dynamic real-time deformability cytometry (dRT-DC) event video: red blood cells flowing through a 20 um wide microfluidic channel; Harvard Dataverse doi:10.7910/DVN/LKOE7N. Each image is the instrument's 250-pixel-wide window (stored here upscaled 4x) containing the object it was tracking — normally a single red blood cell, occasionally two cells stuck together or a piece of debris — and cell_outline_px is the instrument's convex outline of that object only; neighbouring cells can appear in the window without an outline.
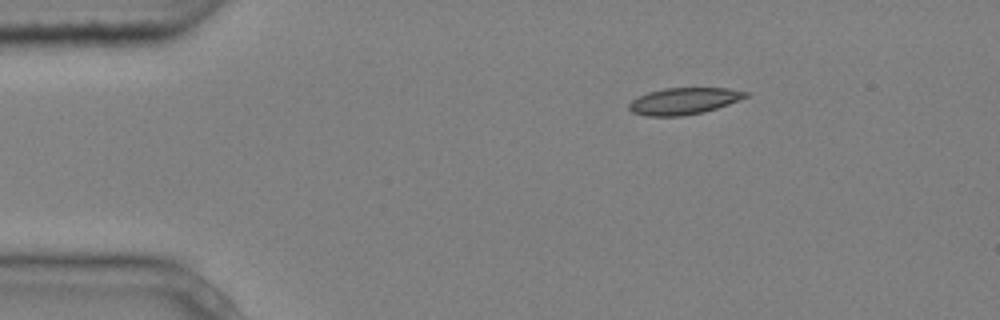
{"species": "common noctule bat (a hibernating species)", "species_latin": "Nyctalus noctula", "temperature_condition": "cold", "stored_images_in_passage": 1, "camera_frame_rate_fps": 3000, "um_per_image_px": 0.085, "animal": {"sex": "male", "body_mass_g": 20.4}, "frame": {"image": 1, "passage_image": 1, "time_ms": 0.0, "image_size_px": [1000, 320], "cell_outline_px": [[752, 92], [748, 96], [740, 100], [704, 112], [680, 116], [648, 116], [632, 112], [628, 108], [628, 104], [632, 100], [648, 92], [664, 88], [728, 88]], "centroid_in_image_um": [58.16, 8.58], "position_along_channel_um": 26.8, "area_um2": 18.15}}